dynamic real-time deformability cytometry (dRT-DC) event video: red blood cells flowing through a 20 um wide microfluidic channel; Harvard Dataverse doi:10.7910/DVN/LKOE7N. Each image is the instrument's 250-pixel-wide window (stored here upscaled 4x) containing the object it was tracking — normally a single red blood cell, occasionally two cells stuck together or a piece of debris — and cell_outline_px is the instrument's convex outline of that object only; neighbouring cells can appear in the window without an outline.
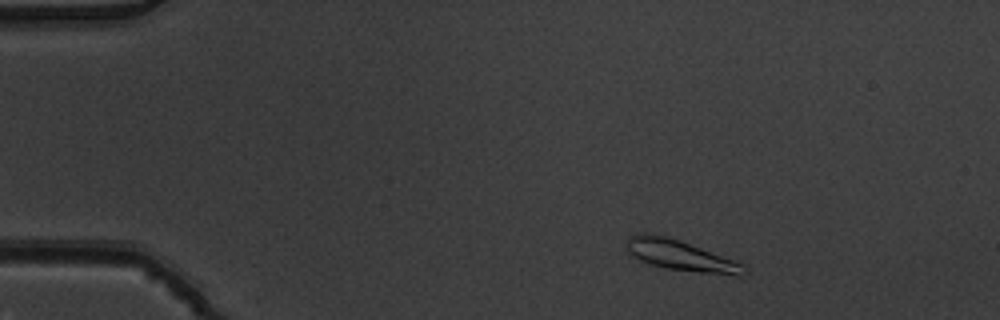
{"species": "common noctule bat (a hibernating species)", "species_latin": "Nyctalus noctula", "temperature_condition": "warm", "stored_images_in_passage": 6, "camera_frame_rate_fps": 3000, "um_per_image_px": 0.085, "animal": {"sex": "male", "body_mass_g": 19.5, "forearm_length_mm": 54.6}, "frame": {"image": 1, "passage_image": 2, "time_ms": 0.333, "image_size_px": [1000, 320], "cell_outline_px": [[748, 272], [740, 276], [736, 276], [664, 268], [640, 260], [632, 256], [624, 248], [628, 236], [636, 232], [648, 232], [680, 240], [744, 264]], "centroid_in_image_um": [57.8, 21.7], "position_along_channel_um": 27.2, "area_um2": 21.1}}
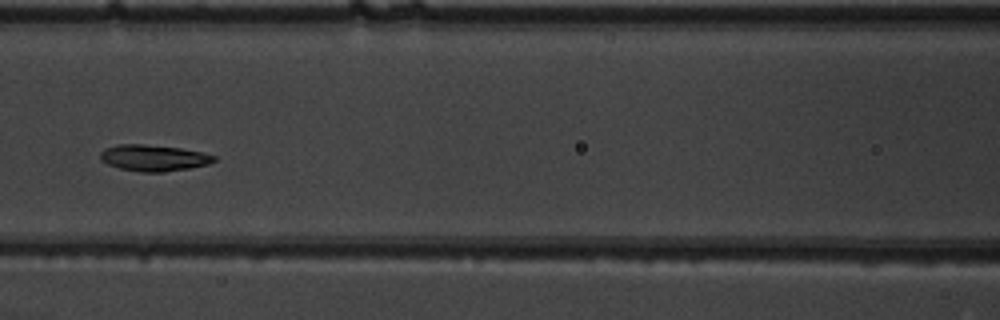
{"frame": {"image": 2, "passage_image": 6, "time_ms": 1.667, "image_size_px": [1000, 320], "cell_outline_px": [[216, 160], [208, 164], [188, 168], [164, 172], [140, 172], [120, 168], [108, 164], [100, 160], [100, 152], [104, 148], [116, 144], [144, 144], [180, 148], [200, 152], [216, 156]], "centroid_in_image_um": [13.02, 13.42], "position_along_channel_um": 153.6, "area_um2": 17.4}}